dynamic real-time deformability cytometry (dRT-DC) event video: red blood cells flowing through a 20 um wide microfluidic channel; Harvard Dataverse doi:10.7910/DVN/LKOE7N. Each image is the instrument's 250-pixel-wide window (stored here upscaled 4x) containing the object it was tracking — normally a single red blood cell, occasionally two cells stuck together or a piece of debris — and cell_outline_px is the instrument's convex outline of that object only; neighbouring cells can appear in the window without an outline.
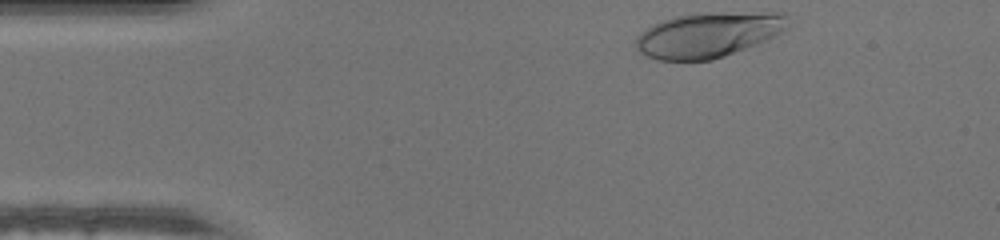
{"species": "human", "species_latin": "Homo sapiens", "temperature_condition": "warm", "stored_images_in_passage": 33, "camera_frame_rate_fps": 3000, "um_per_image_px": 0.085, "donor": {"sex": "male"}, "frame": {"image": 1, "passage_image": 1, "time_ms": 0.0, "image_size_px": [1000, 240], "cell_outline_px": [[788, 28], [776, 36], [768, 40], [724, 56], [712, 60], [656, 60], [640, 52], [636, 48], [636, 36], [640, 32], [652, 24], [676, 16], [696, 12], [784, 12], [788, 24]], "centroid_in_image_um": [60.22, 2.94], "position_along_channel_um": 24.8, "area_um2": 40.4}}
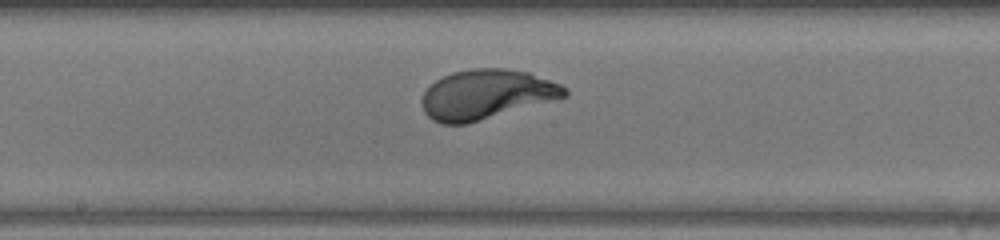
{"frame": {"image": 2, "passage_image": 19, "time_ms": 6.0, "image_size_px": [1000, 240], "cell_outline_px": [[568, 96], [468, 124], [440, 124], [432, 120], [424, 112], [420, 104], [420, 100], [424, 92], [436, 80], [452, 72], [472, 68], [504, 68], [528, 72], [560, 84], [568, 88]], "centroid_in_image_um": [41.32, 8.03], "position_along_channel_um": 206.9, "area_um2": 41.44}}
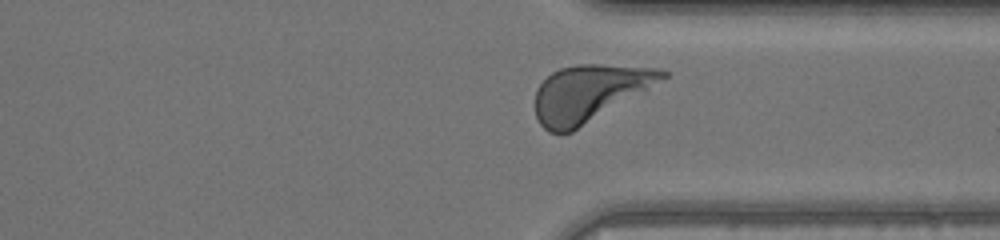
{"frame": {"image": 3, "passage_image": 30, "time_ms": 9.667, "image_size_px": [1000, 240], "cell_outline_px": [[668, 76], [572, 132], [560, 136], [548, 132], [540, 124], [536, 116], [536, 88], [552, 72], [560, 68], [576, 64], [600, 64], [660, 68], [668, 72]], "centroid_in_image_um": [50.03, 7.92], "position_along_channel_um": 361.4, "area_um2": 41.56}}